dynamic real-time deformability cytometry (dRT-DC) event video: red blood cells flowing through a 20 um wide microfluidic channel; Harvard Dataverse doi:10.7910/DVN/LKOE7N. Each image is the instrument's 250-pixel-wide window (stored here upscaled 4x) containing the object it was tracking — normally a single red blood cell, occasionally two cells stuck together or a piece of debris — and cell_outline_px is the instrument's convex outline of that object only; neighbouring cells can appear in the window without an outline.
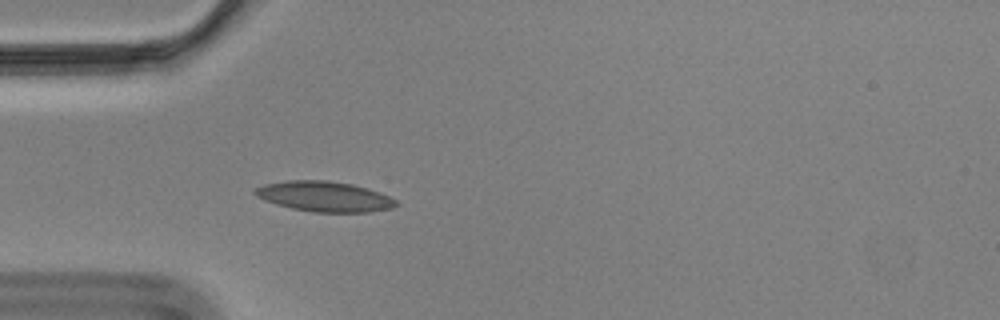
{"species": "Egyptian fruit bat (a non-hibernating species)", "species_latin": "Rousettus aegyptiacus", "temperature_condition": "cold", "stored_images_in_passage": 56, "camera_frame_rate_fps": 3000, "um_per_image_px": 0.085, "animal": {"sex": "male"}, "frame": {"image": 1, "passage_image": 16, "time_ms": 5.0, "image_size_px": [1000, 320], "cell_outline_px": [[400, 204], [392, 208], [372, 212], [312, 212], [292, 208], [276, 204], [264, 200], [256, 196], [252, 192], [256, 188], [264, 184], [288, 180], [328, 180], [352, 184], [380, 192], [396, 200]], "centroid_in_image_um": [27.58, 16.7], "position_along_channel_um": 57.4, "area_um2": 24.97}}
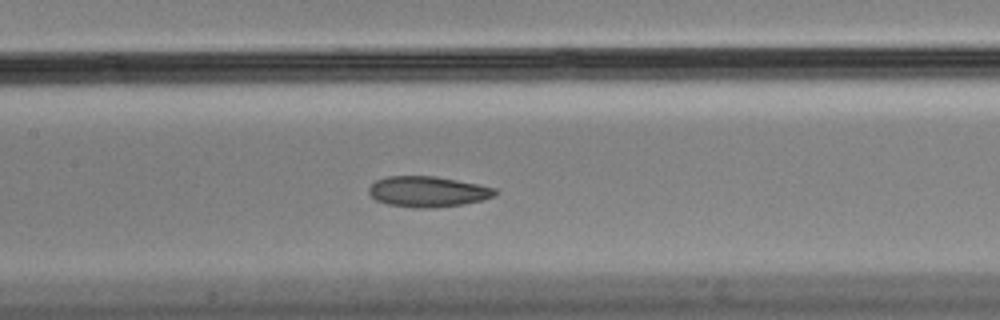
{"frame": {"image": 2, "passage_image": 26, "time_ms": 8.333, "image_size_px": [1000, 320], "cell_outline_px": [[496, 196], [464, 204], [432, 208], [416, 208], [388, 204], [376, 200], [368, 192], [368, 188], [376, 180], [388, 176], [436, 176], [496, 188]], "centroid_in_image_um": [36.35, 16.29], "position_along_channel_um": 171.1, "area_um2": 22.43}}
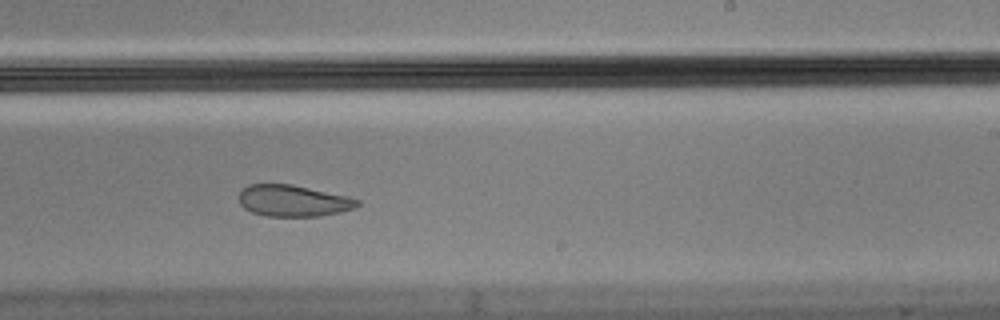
{"frame": {"image": 3, "passage_image": 34, "time_ms": 11.0, "image_size_px": [1000, 320], "cell_outline_px": [[360, 204], [356, 208], [340, 212], [320, 216], [264, 216], [252, 212], [244, 208], [240, 204], [240, 192], [248, 184], [292, 184], [348, 196], [360, 200]], "centroid_in_image_um": [24.95, 17.06], "position_along_channel_um": 264.1, "area_um2": 21.79}, "authors_computed_cell_mechanics": {"area_um2": 23.2356, "velocity_mm_per_s": 3.5009, "shape_relaxation_time_tau1_ms": null, "shape_relaxation_time_tau2_ms": 3.1516, "deformation_change_tau1": null, "deformation_change_tau2": 0.0762}}